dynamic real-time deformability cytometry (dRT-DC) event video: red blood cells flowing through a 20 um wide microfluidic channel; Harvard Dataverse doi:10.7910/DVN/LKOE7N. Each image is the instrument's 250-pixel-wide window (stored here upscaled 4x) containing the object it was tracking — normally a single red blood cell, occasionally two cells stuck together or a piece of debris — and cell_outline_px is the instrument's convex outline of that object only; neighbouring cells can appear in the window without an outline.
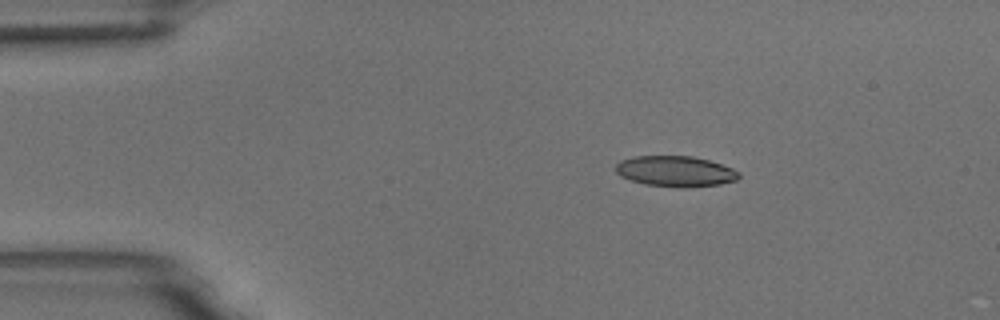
{"species": "common noctule bat (a hibernating species)", "species_latin": "Nyctalus noctula", "temperature_condition": "room temperature", "stored_images_in_passage": 4, "camera_frame_rate_fps": 3000, "um_per_image_px": 0.085, "animal": {"sex": "male", "body_mass_g": 18.8}, "frame": {"image": 1, "passage_image": 2, "time_ms": 0.333, "image_size_px": [1000, 320], "cell_outline_px": [[740, 176], [736, 180], [720, 184], [684, 188], [680, 188], [644, 184], [620, 176], [616, 172], [616, 164], [620, 160], [636, 156], [692, 156], [708, 160], [732, 168], [740, 172]], "centroid_in_image_um": [57.41, 14.56], "position_along_channel_um": 27.6, "area_um2": 22.02}}
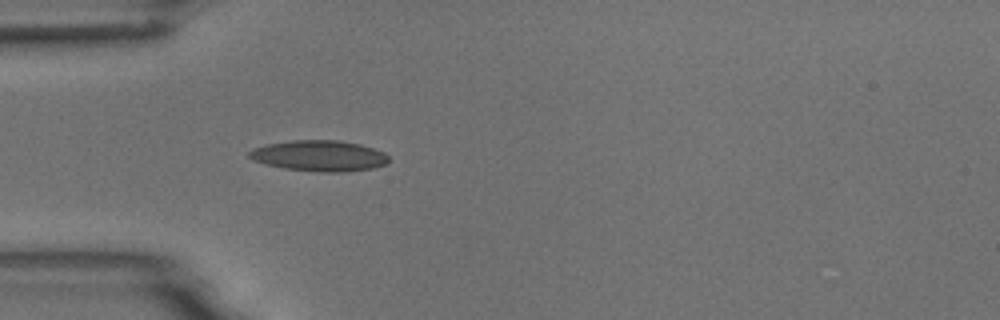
{"frame": {"image": 2, "passage_image": 4, "time_ms": 1.0, "image_size_px": [1000, 320], "cell_outline_px": [[388, 164], [372, 168], [344, 172], [320, 172], [284, 168], [264, 164], [252, 160], [248, 156], [248, 152], [252, 148], [268, 144], [292, 140], [340, 140], [360, 144], [384, 152], [388, 156]], "centroid_in_image_um": [27.13, 13.24], "position_along_channel_um": 57.9, "area_um2": 25.2}}